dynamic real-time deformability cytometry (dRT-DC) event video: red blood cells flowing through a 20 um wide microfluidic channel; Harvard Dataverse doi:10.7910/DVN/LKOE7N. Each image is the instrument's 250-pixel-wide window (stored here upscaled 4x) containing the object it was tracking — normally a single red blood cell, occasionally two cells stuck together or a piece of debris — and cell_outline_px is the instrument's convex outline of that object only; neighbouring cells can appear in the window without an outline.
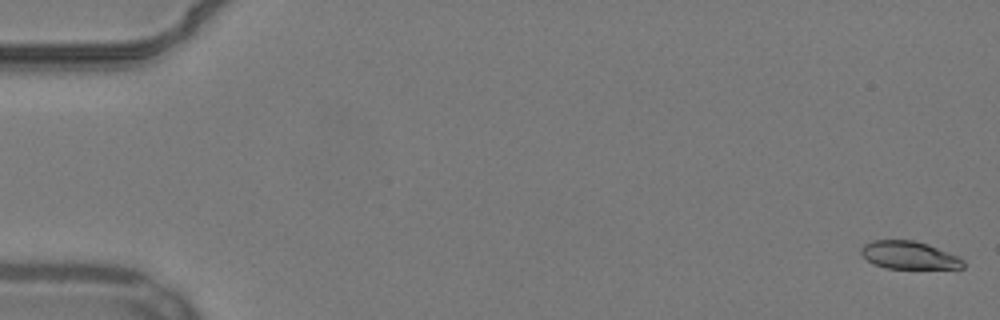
{"species": "common noctule bat (a hibernating species)", "species_latin": "Nyctalus noctula", "temperature_condition": "warm", "stored_images_in_passage": 54, "camera_frame_rate_fps": 3000, "um_per_image_px": 0.085, "animal": {"sex": "male", "body_mass_g": 19.2, "forearm_length_mm": 51.8}, "frame": {"image": 1, "passage_image": 1, "time_ms": 0.0, "image_size_px": [1000, 320], "cell_outline_px": [[964, 268], [884, 268], [872, 264], [860, 252], [860, 248], [864, 244], [872, 240], [912, 240], [928, 244], [960, 256], [964, 260]], "centroid_in_image_um": [77.27, 21.69], "position_along_channel_um": 7.7, "area_um2": 16.65}}
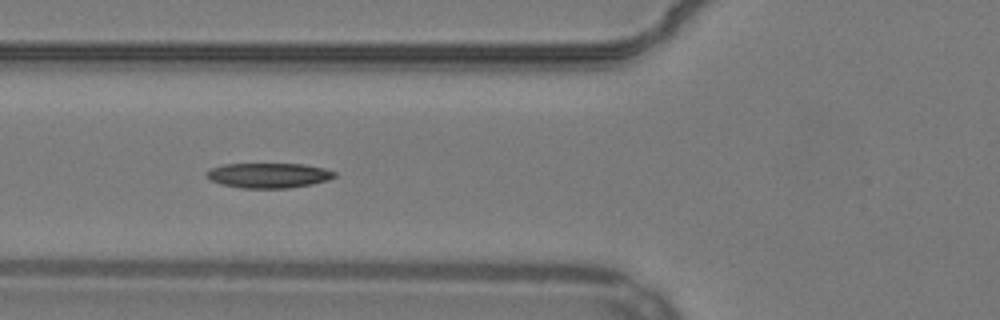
{"frame": {"image": 2, "passage_image": 21, "time_ms": 6.667, "image_size_px": [1000, 320], "cell_outline_px": [[336, 176], [328, 180], [312, 184], [288, 188], [240, 188], [220, 184], [212, 180], [208, 176], [208, 172], [212, 168], [224, 164], [304, 164], [324, 168], [336, 172]], "centroid_in_image_um": [22.88, 14.91], "position_along_channel_um": 102.9, "area_um2": 18.5}}
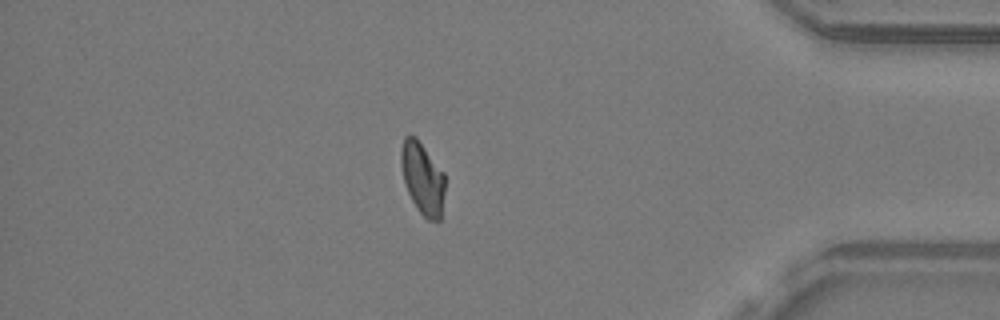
{"frame": {"image": 3, "passage_image": 47, "time_ms": 15.333, "image_size_px": [1000, 320], "cell_outline_px": [[444, 192], [440, 220], [428, 220], [416, 208], [408, 192], [404, 180], [400, 164], [400, 152], [404, 136], [408, 132], [416, 136], [444, 172]], "centroid_in_image_um": [35.89, 15.09], "position_along_channel_um": 399.3, "area_um2": 18.55}, "authors_computed_cell_mechanics": {"area_um2": 18.3515, "velocity_mm_per_s": 3.8255, "shape_relaxation_time_tau1_ms": 4.9813, "shape_relaxation_time_tau2_ms": null, "deformation_change_tau1": 0.1453, "deformation_change_tau2": null}}